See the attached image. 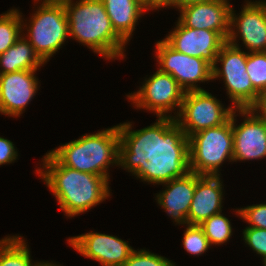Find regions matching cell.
<instances>
[{
  "mask_svg": "<svg viewBox=\"0 0 266 266\" xmlns=\"http://www.w3.org/2000/svg\"><path fill=\"white\" fill-rule=\"evenodd\" d=\"M115 32L126 42L130 41L137 21L150 10L140 0H102Z\"/></svg>",
  "mask_w": 266,
  "mask_h": 266,
  "instance_id": "19",
  "label": "cell"
},
{
  "mask_svg": "<svg viewBox=\"0 0 266 266\" xmlns=\"http://www.w3.org/2000/svg\"><path fill=\"white\" fill-rule=\"evenodd\" d=\"M199 226L203 229L211 246L227 242L233 234L230 220L221 213L212 215Z\"/></svg>",
  "mask_w": 266,
  "mask_h": 266,
  "instance_id": "23",
  "label": "cell"
},
{
  "mask_svg": "<svg viewBox=\"0 0 266 266\" xmlns=\"http://www.w3.org/2000/svg\"><path fill=\"white\" fill-rule=\"evenodd\" d=\"M236 112H239L241 117H245L238 126ZM232 132L233 162L259 160L266 157V126L252 108L233 110Z\"/></svg>",
  "mask_w": 266,
  "mask_h": 266,
  "instance_id": "12",
  "label": "cell"
},
{
  "mask_svg": "<svg viewBox=\"0 0 266 266\" xmlns=\"http://www.w3.org/2000/svg\"><path fill=\"white\" fill-rule=\"evenodd\" d=\"M37 70L0 74V113L20 117L38 91Z\"/></svg>",
  "mask_w": 266,
  "mask_h": 266,
  "instance_id": "15",
  "label": "cell"
},
{
  "mask_svg": "<svg viewBox=\"0 0 266 266\" xmlns=\"http://www.w3.org/2000/svg\"><path fill=\"white\" fill-rule=\"evenodd\" d=\"M17 156L13 142L0 136V165L13 163Z\"/></svg>",
  "mask_w": 266,
  "mask_h": 266,
  "instance_id": "29",
  "label": "cell"
},
{
  "mask_svg": "<svg viewBox=\"0 0 266 266\" xmlns=\"http://www.w3.org/2000/svg\"><path fill=\"white\" fill-rule=\"evenodd\" d=\"M155 49L158 69L172 75L185 92L204 90L198 83L213 80V66L204 59L178 52L164 39Z\"/></svg>",
  "mask_w": 266,
  "mask_h": 266,
  "instance_id": "10",
  "label": "cell"
},
{
  "mask_svg": "<svg viewBox=\"0 0 266 266\" xmlns=\"http://www.w3.org/2000/svg\"><path fill=\"white\" fill-rule=\"evenodd\" d=\"M197 182V174L189 172L186 176L163 183L166 186L156 195L158 205L176 222L188 225V213Z\"/></svg>",
  "mask_w": 266,
  "mask_h": 266,
  "instance_id": "17",
  "label": "cell"
},
{
  "mask_svg": "<svg viewBox=\"0 0 266 266\" xmlns=\"http://www.w3.org/2000/svg\"><path fill=\"white\" fill-rule=\"evenodd\" d=\"M123 266H175V263L161 255L151 253L149 250H133Z\"/></svg>",
  "mask_w": 266,
  "mask_h": 266,
  "instance_id": "26",
  "label": "cell"
},
{
  "mask_svg": "<svg viewBox=\"0 0 266 266\" xmlns=\"http://www.w3.org/2000/svg\"><path fill=\"white\" fill-rule=\"evenodd\" d=\"M219 176L198 175L188 213L189 225H200L212 215L222 213L223 185Z\"/></svg>",
  "mask_w": 266,
  "mask_h": 266,
  "instance_id": "18",
  "label": "cell"
},
{
  "mask_svg": "<svg viewBox=\"0 0 266 266\" xmlns=\"http://www.w3.org/2000/svg\"><path fill=\"white\" fill-rule=\"evenodd\" d=\"M36 173L53 193L67 217L87 212L105 201L110 194L109 180L62 165L50 152L42 158Z\"/></svg>",
  "mask_w": 266,
  "mask_h": 266,
  "instance_id": "2",
  "label": "cell"
},
{
  "mask_svg": "<svg viewBox=\"0 0 266 266\" xmlns=\"http://www.w3.org/2000/svg\"><path fill=\"white\" fill-rule=\"evenodd\" d=\"M188 139L190 172L219 176L223 162H233L232 114L224 124L199 131Z\"/></svg>",
  "mask_w": 266,
  "mask_h": 266,
  "instance_id": "6",
  "label": "cell"
},
{
  "mask_svg": "<svg viewBox=\"0 0 266 266\" xmlns=\"http://www.w3.org/2000/svg\"><path fill=\"white\" fill-rule=\"evenodd\" d=\"M164 40L176 51L202 58L212 66L215 65L220 48L226 42L215 31L185 27L179 20Z\"/></svg>",
  "mask_w": 266,
  "mask_h": 266,
  "instance_id": "14",
  "label": "cell"
},
{
  "mask_svg": "<svg viewBox=\"0 0 266 266\" xmlns=\"http://www.w3.org/2000/svg\"><path fill=\"white\" fill-rule=\"evenodd\" d=\"M248 52L233 46L227 41L222 45L212 68V78L224 81L232 106L235 109L253 108L261 95L253 88L246 71ZM221 62L222 68L218 67Z\"/></svg>",
  "mask_w": 266,
  "mask_h": 266,
  "instance_id": "7",
  "label": "cell"
},
{
  "mask_svg": "<svg viewBox=\"0 0 266 266\" xmlns=\"http://www.w3.org/2000/svg\"><path fill=\"white\" fill-rule=\"evenodd\" d=\"M243 240L262 260L266 259V229L246 227L243 230Z\"/></svg>",
  "mask_w": 266,
  "mask_h": 266,
  "instance_id": "28",
  "label": "cell"
},
{
  "mask_svg": "<svg viewBox=\"0 0 266 266\" xmlns=\"http://www.w3.org/2000/svg\"><path fill=\"white\" fill-rule=\"evenodd\" d=\"M67 241L78 253L102 266H123L134 250L117 236L97 232L74 236Z\"/></svg>",
  "mask_w": 266,
  "mask_h": 266,
  "instance_id": "13",
  "label": "cell"
},
{
  "mask_svg": "<svg viewBox=\"0 0 266 266\" xmlns=\"http://www.w3.org/2000/svg\"><path fill=\"white\" fill-rule=\"evenodd\" d=\"M38 1L39 0H34ZM29 25L22 21L23 31L26 28L27 38L35 52L46 63L58 52L69 37V25L62 0H41Z\"/></svg>",
  "mask_w": 266,
  "mask_h": 266,
  "instance_id": "5",
  "label": "cell"
},
{
  "mask_svg": "<svg viewBox=\"0 0 266 266\" xmlns=\"http://www.w3.org/2000/svg\"><path fill=\"white\" fill-rule=\"evenodd\" d=\"M228 0H212L182 7L179 21L193 29H207L217 32L225 41L229 36L230 9Z\"/></svg>",
  "mask_w": 266,
  "mask_h": 266,
  "instance_id": "16",
  "label": "cell"
},
{
  "mask_svg": "<svg viewBox=\"0 0 266 266\" xmlns=\"http://www.w3.org/2000/svg\"><path fill=\"white\" fill-rule=\"evenodd\" d=\"M185 91L180 87L175 78L167 73L157 70L149 78H145L142 86L134 93L128 94L127 99L132 102L136 109L152 111L158 117L176 118L180 112ZM177 113L172 116V110Z\"/></svg>",
  "mask_w": 266,
  "mask_h": 266,
  "instance_id": "9",
  "label": "cell"
},
{
  "mask_svg": "<svg viewBox=\"0 0 266 266\" xmlns=\"http://www.w3.org/2000/svg\"><path fill=\"white\" fill-rule=\"evenodd\" d=\"M171 0H153V10L164 8Z\"/></svg>",
  "mask_w": 266,
  "mask_h": 266,
  "instance_id": "32",
  "label": "cell"
},
{
  "mask_svg": "<svg viewBox=\"0 0 266 266\" xmlns=\"http://www.w3.org/2000/svg\"><path fill=\"white\" fill-rule=\"evenodd\" d=\"M22 236H6L0 240V266H37Z\"/></svg>",
  "mask_w": 266,
  "mask_h": 266,
  "instance_id": "21",
  "label": "cell"
},
{
  "mask_svg": "<svg viewBox=\"0 0 266 266\" xmlns=\"http://www.w3.org/2000/svg\"><path fill=\"white\" fill-rule=\"evenodd\" d=\"M263 265L266 266V259H263Z\"/></svg>",
  "mask_w": 266,
  "mask_h": 266,
  "instance_id": "35",
  "label": "cell"
},
{
  "mask_svg": "<svg viewBox=\"0 0 266 266\" xmlns=\"http://www.w3.org/2000/svg\"><path fill=\"white\" fill-rule=\"evenodd\" d=\"M20 38L0 54V74L18 72L22 70H37L46 64L35 52L33 46L24 37Z\"/></svg>",
  "mask_w": 266,
  "mask_h": 266,
  "instance_id": "20",
  "label": "cell"
},
{
  "mask_svg": "<svg viewBox=\"0 0 266 266\" xmlns=\"http://www.w3.org/2000/svg\"><path fill=\"white\" fill-rule=\"evenodd\" d=\"M246 71L253 88L260 94L266 93V52H248Z\"/></svg>",
  "mask_w": 266,
  "mask_h": 266,
  "instance_id": "24",
  "label": "cell"
},
{
  "mask_svg": "<svg viewBox=\"0 0 266 266\" xmlns=\"http://www.w3.org/2000/svg\"><path fill=\"white\" fill-rule=\"evenodd\" d=\"M233 106L224 108L220 100L206 90L185 92L176 122L189 138L191 135L224 124L231 116Z\"/></svg>",
  "mask_w": 266,
  "mask_h": 266,
  "instance_id": "8",
  "label": "cell"
},
{
  "mask_svg": "<svg viewBox=\"0 0 266 266\" xmlns=\"http://www.w3.org/2000/svg\"><path fill=\"white\" fill-rule=\"evenodd\" d=\"M132 122L118 125V166L142 181L163 184L186 176L189 168V139L173 117L132 131Z\"/></svg>",
  "mask_w": 266,
  "mask_h": 266,
  "instance_id": "1",
  "label": "cell"
},
{
  "mask_svg": "<svg viewBox=\"0 0 266 266\" xmlns=\"http://www.w3.org/2000/svg\"><path fill=\"white\" fill-rule=\"evenodd\" d=\"M208 1H212V0H171L165 7L172 6L177 9H180L190 4H195L199 2H208Z\"/></svg>",
  "mask_w": 266,
  "mask_h": 266,
  "instance_id": "31",
  "label": "cell"
},
{
  "mask_svg": "<svg viewBox=\"0 0 266 266\" xmlns=\"http://www.w3.org/2000/svg\"><path fill=\"white\" fill-rule=\"evenodd\" d=\"M69 37L86 45L106 60L125 57L127 44L113 29L102 0H62ZM123 57V58H122Z\"/></svg>",
  "mask_w": 266,
  "mask_h": 266,
  "instance_id": "3",
  "label": "cell"
},
{
  "mask_svg": "<svg viewBox=\"0 0 266 266\" xmlns=\"http://www.w3.org/2000/svg\"><path fill=\"white\" fill-rule=\"evenodd\" d=\"M234 12L231 6L229 36L226 41L239 48V37L249 53L266 52V2L248 0L239 16Z\"/></svg>",
  "mask_w": 266,
  "mask_h": 266,
  "instance_id": "11",
  "label": "cell"
},
{
  "mask_svg": "<svg viewBox=\"0 0 266 266\" xmlns=\"http://www.w3.org/2000/svg\"><path fill=\"white\" fill-rule=\"evenodd\" d=\"M235 212L249 224L247 227L266 229V203L239 208Z\"/></svg>",
  "mask_w": 266,
  "mask_h": 266,
  "instance_id": "27",
  "label": "cell"
},
{
  "mask_svg": "<svg viewBox=\"0 0 266 266\" xmlns=\"http://www.w3.org/2000/svg\"><path fill=\"white\" fill-rule=\"evenodd\" d=\"M143 4H145L150 10H153V0H140Z\"/></svg>",
  "mask_w": 266,
  "mask_h": 266,
  "instance_id": "33",
  "label": "cell"
},
{
  "mask_svg": "<svg viewBox=\"0 0 266 266\" xmlns=\"http://www.w3.org/2000/svg\"><path fill=\"white\" fill-rule=\"evenodd\" d=\"M37 266H59V265H56L55 263L54 264L50 263L48 261H46V262L40 261V263Z\"/></svg>",
  "mask_w": 266,
  "mask_h": 266,
  "instance_id": "34",
  "label": "cell"
},
{
  "mask_svg": "<svg viewBox=\"0 0 266 266\" xmlns=\"http://www.w3.org/2000/svg\"><path fill=\"white\" fill-rule=\"evenodd\" d=\"M19 12L17 9L12 8L0 15V54L14 45L23 34V15Z\"/></svg>",
  "mask_w": 266,
  "mask_h": 266,
  "instance_id": "22",
  "label": "cell"
},
{
  "mask_svg": "<svg viewBox=\"0 0 266 266\" xmlns=\"http://www.w3.org/2000/svg\"><path fill=\"white\" fill-rule=\"evenodd\" d=\"M120 134L118 125L49 151L62 165L80 172L91 173L109 180V166H118Z\"/></svg>",
  "mask_w": 266,
  "mask_h": 266,
  "instance_id": "4",
  "label": "cell"
},
{
  "mask_svg": "<svg viewBox=\"0 0 266 266\" xmlns=\"http://www.w3.org/2000/svg\"><path fill=\"white\" fill-rule=\"evenodd\" d=\"M183 248L192 255H201L210 247V243L199 225H187L183 235Z\"/></svg>",
  "mask_w": 266,
  "mask_h": 266,
  "instance_id": "25",
  "label": "cell"
},
{
  "mask_svg": "<svg viewBox=\"0 0 266 266\" xmlns=\"http://www.w3.org/2000/svg\"><path fill=\"white\" fill-rule=\"evenodd\" d=\"M252 109L261 117L266 126V93L261 95L260 100Z\"/></svg>",
  "mask_w": 266,
  "mask_h": 266,
  "instance_id": "30",
  "label": "cell"
}]
</instances>
